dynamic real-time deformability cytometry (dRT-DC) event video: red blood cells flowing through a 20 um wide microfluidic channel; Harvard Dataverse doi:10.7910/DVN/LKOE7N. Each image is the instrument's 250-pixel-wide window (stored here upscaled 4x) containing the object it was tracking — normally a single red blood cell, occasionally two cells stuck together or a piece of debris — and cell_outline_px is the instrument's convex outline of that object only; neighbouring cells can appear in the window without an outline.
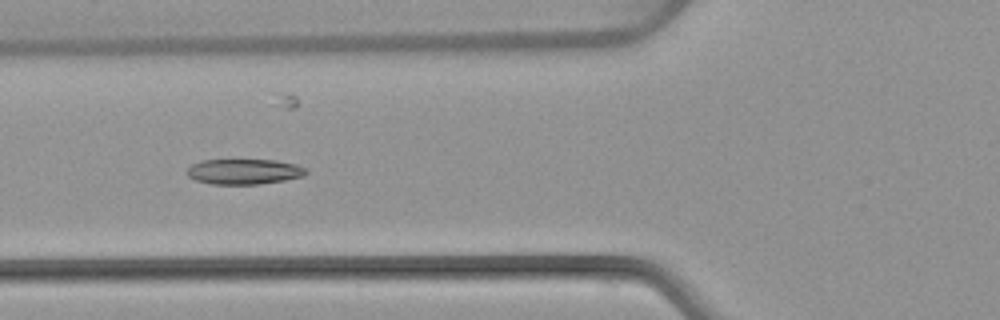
{"species": "common noctule bat (a hibernating species)", "species_latin": "Nyctalus noctula", "temperature_condition": "warm", "stored_images_in_passage": 8, "camera_frame_rate_fps": 3000, "um_per_image_px": 0.085, "animal": {"sex": "female", "body_mass_g": 22.7, "forearm_length_mm": 54.2}, "frame": {"image": 1, "passage_image": 5, "time_ms": 5.667, "image_size_px": [1000, 320], "cell_outline_px": [[308, 172], [304, 176], [284, 180], [256, 184], [212, 184], [196, 180], [188, 176], [184, 172], [192, 164], [204, 160], [276, 160], [296, 164], [308, 168]], "centroid_in_image_um": [20.76, 14.58], "position_along_channel_um": 105.0, "area_um2": 17.63}}
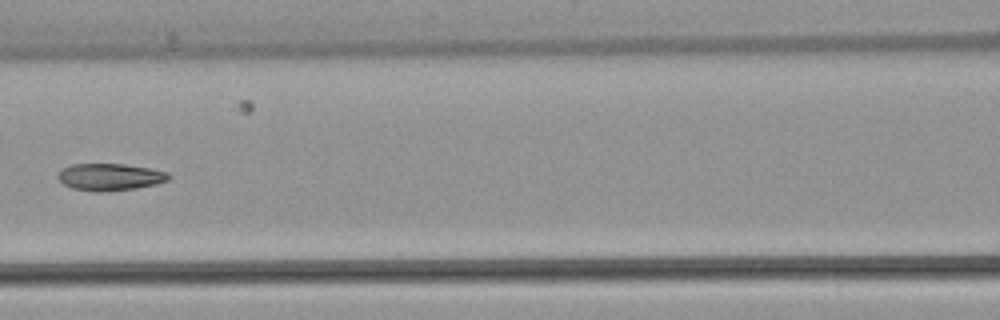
{"frame": {"image": 2, "passage_image": 6, "time_ms": 7.0, "image_size_px": [1000, 320], "cell_outline_px": [[172, 176], [168, 180], [156, 184], [136, 188], [108, 192], [96, 192], [72, 188], [64, 184], [56, 176], [64, 168], [72, 164], [124, 164], [148, 168], [168, 172]], "centroid_in_image_um": [9.37, 15.05], "position_along_channel_um": 157.2, "area_um2": 17.46}}